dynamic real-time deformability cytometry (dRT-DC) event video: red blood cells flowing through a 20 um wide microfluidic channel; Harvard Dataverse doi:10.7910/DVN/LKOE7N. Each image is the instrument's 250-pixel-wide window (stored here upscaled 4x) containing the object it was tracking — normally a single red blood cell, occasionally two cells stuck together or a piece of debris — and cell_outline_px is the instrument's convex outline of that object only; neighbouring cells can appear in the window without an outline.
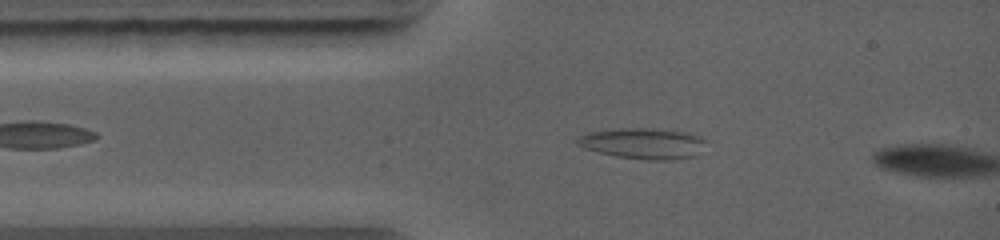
{"species": "common noctule bat (a hibernating species)", "species_latin": "Nyctalus noctula", "temperature_condition": "warm", "stored_images_in_passage": 6, "camera_frame_rate_fps": 5000, "um_per_image_px": 0.085, "animal": {"sex": "female", "body_mass_g": 19.0, "forearm_length_mm": 56.7}, "frame": {"image": 1, "passage_image": 5, "time_ms": 1.2, "image_size_px": [1000, 240], "cell_outline_px": [[708, 140], [696, 156], [672, 160], [648, 160], [616, 156], [584, 148], [576, 144], [576, 136], [588, 132], [620, 128], [652, 128], [688, 132], [704, 136]], "centroid_in_image_um": [54.71, 12.18], "position_along_channel_um": 30.3, "area_um2": 23.52}}